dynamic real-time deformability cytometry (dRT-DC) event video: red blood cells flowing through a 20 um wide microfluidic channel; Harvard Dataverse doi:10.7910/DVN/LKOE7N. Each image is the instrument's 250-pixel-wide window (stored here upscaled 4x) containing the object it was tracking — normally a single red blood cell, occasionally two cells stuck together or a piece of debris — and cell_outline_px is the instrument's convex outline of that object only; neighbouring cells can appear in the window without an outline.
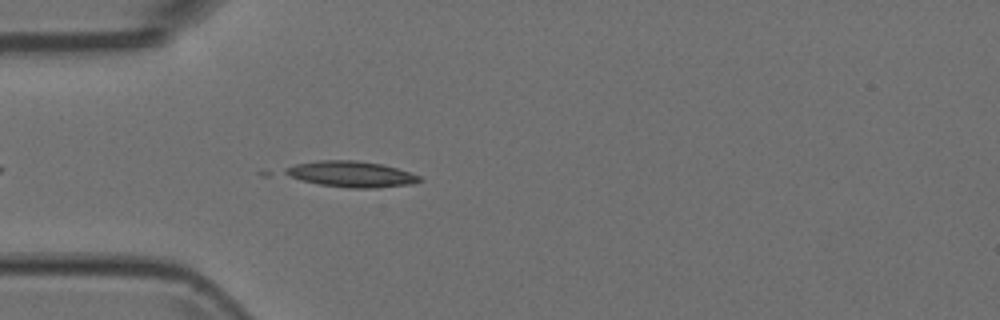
{"species": "Egyptian fruit bat (a non-hibernating species)", "species_latin": "Rousettus aegyptiacus", "temperature_condition": "room temperature", "stored_images_in_passage": 5, "camera_frame_rate_fps": 3000, "um_per_image_px": 0.085, "animal": {"sex": "female"}, "frame": {"image": 1, "passage_image": 5, "time_ms": 1.333, "image_size_px": [1000, 320], "cell_outline_px": [[424, 180], [412, 184], [380, 188], [348, 188], [320, 184], [300, 180], [284, 172], [284, 168], [296, 164], [320, 160], [356, 160], [380, 164], [396, 168], [420, 176]], "centroid_in_image_um": [29.88, 14.81], "position_along_channel_um": 55.1, "area_um2": 20.17}}